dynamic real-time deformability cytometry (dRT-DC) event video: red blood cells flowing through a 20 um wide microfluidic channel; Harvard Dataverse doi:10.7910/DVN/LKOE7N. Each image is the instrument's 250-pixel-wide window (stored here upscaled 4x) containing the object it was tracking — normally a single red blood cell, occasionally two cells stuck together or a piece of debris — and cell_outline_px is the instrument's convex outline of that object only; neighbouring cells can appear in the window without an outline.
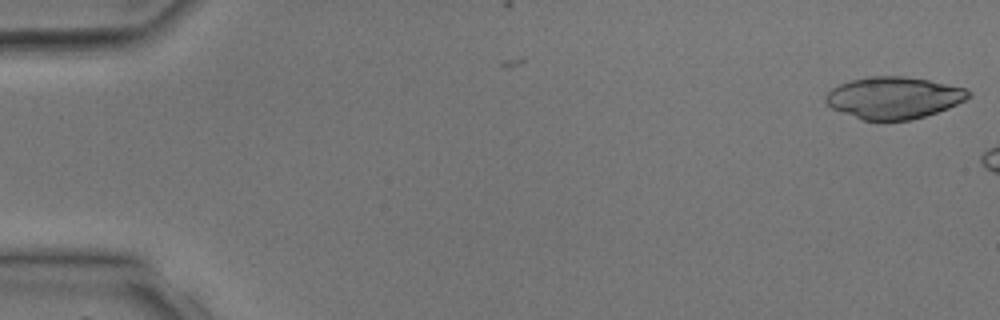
{"species": "common noctule bat (a hibernating species)", "species_latin": "Nyctalus noctula", "temperature_condition": "room temperature", "stored_images_in_passage": 2, "camera_frame_rate_fps": 3000, "um_per_image_px": 0.085, "animal": {"sex": "male", "body_mass_g": 17.9, "forearm_length_mm": 54.2}, "frame": {"image": 1, "passage_image": 1, "time_ms": 0.0, "image_size_px": [1000, 320], "cell_outline_px": [[972, 96], [948, 108], [912, 120], [864, 120], [832, 108], [824, 100], [824, 96], [832, 88], [840, 84], [852, 80], [868, 76], [904, 76], [928, 80], [964, 88], [972, 92]], "centroid_in_image_um": [75.97, 8.3], "position_along_channel_um": 9.0, "area_um2": 34.56}}